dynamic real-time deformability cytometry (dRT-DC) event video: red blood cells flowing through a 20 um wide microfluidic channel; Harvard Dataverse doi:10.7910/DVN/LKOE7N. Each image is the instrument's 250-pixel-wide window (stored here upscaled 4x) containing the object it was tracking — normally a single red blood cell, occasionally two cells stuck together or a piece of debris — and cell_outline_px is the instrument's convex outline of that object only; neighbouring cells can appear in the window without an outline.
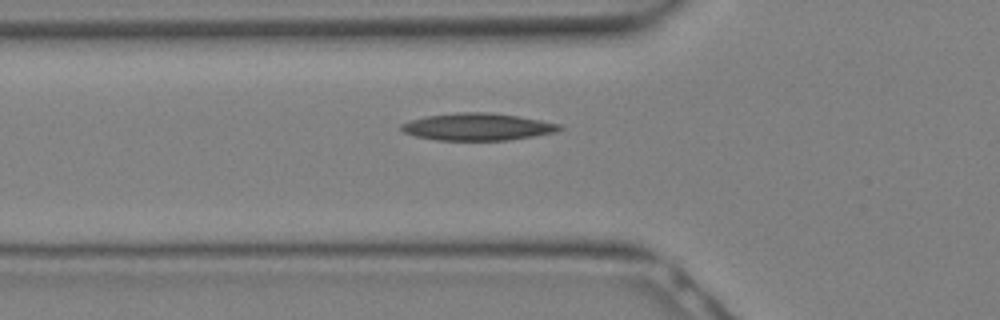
{"species": "Egyptian fruit bat (a non-hibernating species)", "species_latin": "Rousettus aegyptiacus", "temperature_condition": "warm", "stored_images_in_passage": 22, "segment_of_instrument_passage": [1, 2], "camera_frame_rate_fps": 3000, "um_per_image_px": 0.085, "animal": {"sex": "female"}, "frame": {"image": 1, "passage_image": 2, "time_ms": 0.333, "image_size_px": [1000, 320], "cell_outline_px": [[564, 128], [556, 132], [508, 140], [436, 140], [416, 136], [404, 132], [400, 128], [400, 124], [424, 116], [456, 112], [484, 112], [516, 116], [540, 120], [560, 124]], "centroid_in_image_um": [40.57, 10.78], "position_along_channel_um": 85.2, "area_um2": 24.91}}
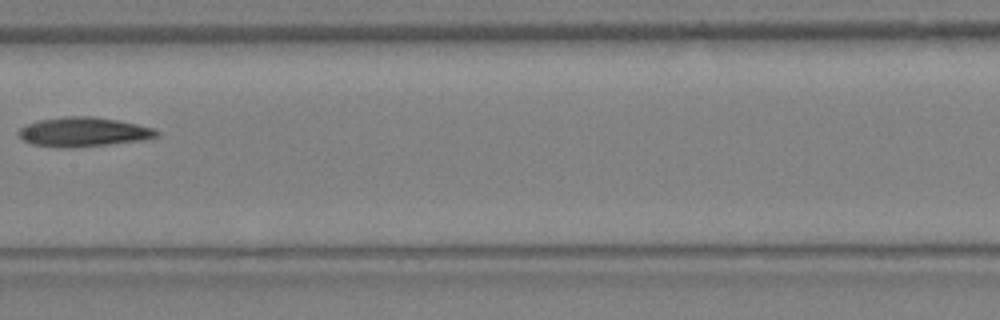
{"frame": {"image": 2, "passage_image": 7, "time_ms": 2.0, "image_size_px": [1000, 320], "cell_outline_px": [[160, 136], [144, 140], [72, 148], [32, 144], [24, 140], [16, 132], [20, 128], [28, 124], [40, 120], [64, 116], [92, 116], [116, 120], [136, 124], [152, 128], [160, 132]], "centroid_in_image_um": [7.11, 11.21], "position_along_channel_um": 200.3, "area_um2": 23.41}}
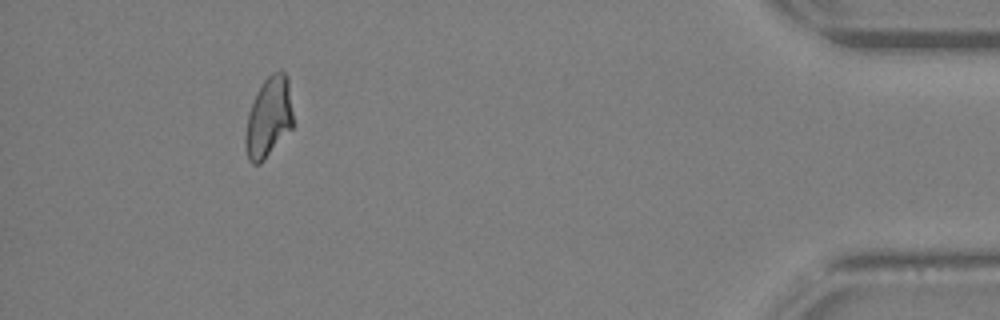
{"frame": {"image": 3, "passage_image": 19, "time_ms": 6.0, "image_size_px": [1000, 320], "cell_outline_px": [[292, 128], [264, 160], [260, 164], [252, 164], [248, 160], [244, 144], [244, 136], [248, 112], [264, 80], [272, 72], [280, 68], [288, 76], [292, 112]], "centroid_in_image_um": [22.83, 9.98], "position_along_channel_um": 412.4, "area_um2": 22.37}}